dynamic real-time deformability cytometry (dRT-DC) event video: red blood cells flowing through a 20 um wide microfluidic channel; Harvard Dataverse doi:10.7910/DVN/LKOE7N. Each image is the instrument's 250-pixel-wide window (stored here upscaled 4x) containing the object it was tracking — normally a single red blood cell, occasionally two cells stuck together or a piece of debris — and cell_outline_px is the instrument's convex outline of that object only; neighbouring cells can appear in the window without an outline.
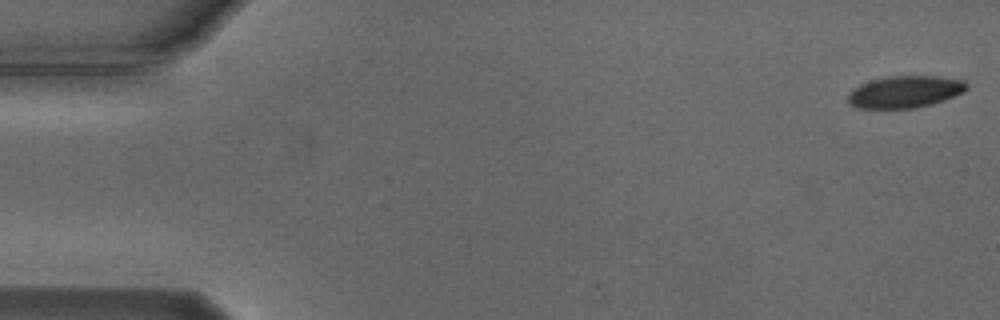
{"species": "Egyptian fruit bat (a non-hibernating species)", "species_latin": "Rousettus aegyptiacus", "temperature_condition": "cold", "stored_images_in_passage": 6, "segment_of_instrument_passage": [2, 2], "camera_frame_rate_fps": 3000, "um_per_image_px": 0.085, "animal": {"sex": "male"}, "frame": {"image": 1, "passage_image": 6, "time_ms": 6.0, "image_size_px": [1000, 320], "cell_outline_px": [[968, 88], [964, 92], [944, 100], [932, 104], [916, 108], [856, 108], [848, 104], [848, 92], [852, 88], [860, 84], [884, 76], [940, 76], [964, 80], [968, 84]], "centroid_in_image_um": [76.91, 7.8], "position_along_channel_um": 8.1, "area_um2": 22.43}}